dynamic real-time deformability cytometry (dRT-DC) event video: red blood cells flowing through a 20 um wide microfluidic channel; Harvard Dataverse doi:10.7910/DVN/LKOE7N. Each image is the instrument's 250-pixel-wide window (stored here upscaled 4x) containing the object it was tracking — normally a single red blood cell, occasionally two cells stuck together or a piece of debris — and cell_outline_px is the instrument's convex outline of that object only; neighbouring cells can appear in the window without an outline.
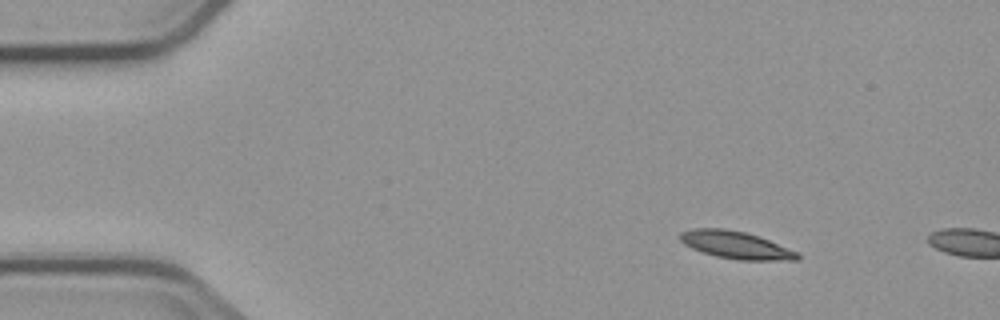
{"species": "common noctule bat (a hibernating species)", "species_latin": "Nyctalus noctula", "temperature_condition": "cold", "stored_images_in_passage": 3, "camera_frame_rate_fps": 3000, "um_per_image_px": 0.085, "animal": {"sex": "male", "body_mass_g": 23.1, "forearm_length_mm": 52.7}, "frame": {"image": 1, "passage_image": 2, "time_ms": 2.0, "image_size_px": [1000, 320], "cell_outline_px": [[800, 260], [740, 260], [716, 256], [692, 248], [684, 244], [680, 240], [680, 232], [692, 228], [724, 228], [744, 232], [768, 240], [800, 252]], "centroid_in_image_um": [62.56, 20.82], "position_along_channel_um": 22.4, "area_um2": 18.67}}